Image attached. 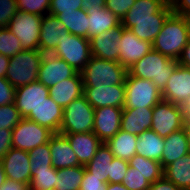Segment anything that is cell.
<instances>
[{
	"label": "cell",
	"instance_id": "obj_1",
	"mask_svg": "<svg viewBox=\"0 0 190 190\" xmlns=\"http://www.w3.org/2000/svg\"><path fill=\"white\" fill-rule=\"evenodd\" d=\"M190 38V18L171 13L156 36L153 50L178 60Z\"/></svg>",
	"mask_w": 190,
	"mask_h": 190
},
{
	"label": "cell",
	"instance_id": "obj_2",
	"mask_svg": "<svg viewBox=\"0 0 190 190\" xmlns=\"http://www.w3.org/2000/svg\"><path fill=\"white\" fill-rule=\"evenodd\" d=\"M177 65V60L168 58L152 49L128 68L127 72L130 76L152 80L162 92Z\"/></svg>",
	"mask_w": 190,
	"mask_h": 190
},
{
	"label": "cell",
	"instance_id": "obj_3",
	"mask_svg": "<svg viewBox=\"0 0 190 190\" xmlns=\"http://www.w3.org/2000/svg\"><path fill=\"white\" fill-rule=\"evenodd\" d=\"M127 69L115 61L92 56L80 72L84 87L125 85Z\"/></svg>",
	"mask_w": 190,
	"mask_h": 190
},
{
	"label": "cell",
	"instance_id": "obj_4",
	"mask_svg": "<svg viewBox=\"0 0 190 190\" xmlns=\"http://www.w3.org/2000/svg\"><path fill=\"white\" fill-rule=\"evenodd\" d=\"M43 55L40 50H22L10 57L6 80L15 88L37 81Z\"/></svg>",
	"mask_w": 190,
	"mask_h": 190
},
{
	"label": "cell",
	"instance_id": "obj_5",
	"mask_svg": "<svg viewBox=\"0 0 190 190\" xmlns=\"http://www.w3.org/2000/svg\"><path fill=\"white\" fill-rule=\"evenodd\" d=\"M95 109L81 95L64 108L63 120L59 129L61 134L93 132Z\"/></svg>",
	"mask_w": 190,
	"mask_h": 190
},
{
	"label": "cell",
	"instance_id": "obj_6",
	"mask_svg": "<svg viewBox=\"0 0 190 190\" xmlns=\"http://www.w3.org/2000/svg\"><path fill=\"white\" fill-rule=\"evenodd\" d=\"M161 100V91L152 80L137 78L127 73L123 109L154 107Z\"/></svg>",
	"mask_w": 190,
	"mask_h": 190
},
{
	"label": "cell",
	"instance_id": "obj_7",
	"mask_svg": "<svg viewBox=\"0 0 190 190\" xmlns=\"http://www.w3.org/2000/svg\"><path fill=\"white\" fill-rule=\"evenodd\" d=\"M52 54L66 61L80 73L92 57L90 39L73 34L62 35Z\"/></svg>",
	"mask_w": 190,
	"mask_h": 190
},
{
	"label": "cell",
	"instance_id": "obj_8",
	"mask_svg": "<svg viewBox=\"0 0 190 190\" xmlns=\"http://www.w3.org/2000/svg\"><path fill=\"white\" fill-rule=\"evenodd\" d=\"M53 134L49 128L23 118L12 129V148L28 152L48 143Z\"/></svg>",
	"mask_w": 190,
	"mask_h": 190
},
{
	"label": "cell",
	"instance_id": "obj_9",
	"mask_svg": "<svg viewBox=\"0 0 190 190\" xmlns=\"http://www.w3.org/2000/svg\"><path fill=\"white\" fill-rule=\"evenodd\" d=\"M42 16L18 11L7 27L21 42L23 50H39Z\"/></svg>",
	"mask_w": 190,
	"mask_h": 190
},
{
	"label": "cell",
	"instance_id": "obj_10",
	"mask_svg": "<svg viewBox=\"0 0 190 190\" xmlns=\"http://www.w3.org/2000/svg\"><path fill=\"white\" fill-rule=\"evenodd\" d=\"M185 125L182 106L162 99L153 107L151 130L160 137L165 138Z\"/></svg>",
	"mask_w": 190,
	"mask_h": 190
},
{
	"label": "cell",
	"instance_id": "obj_11",
	"mask_svg": "<svg viewBox=\"0 0 190 190\" xmlns=\"http://www.w3.org/2000/svg\"><path fill=\"white\" fill-rule=\"evenodd\" d=\"M172 12V5L165 4L156 13V18L121 20V26L130 29L139 39L153 43L164 22Z\"/></svg>",
	"mask_w": 190,
	"mask_h": 190
},
{
	"label": "cell",
	"instance_id": "obj_12",
	"mask_svg": "<svg viewBox=\"0 0 190 190\" xmlns=\"http://www.w3.org/2000/svg\"><path fill=\"white\" fill-rule=\"evenodd\" d=\"M76 73L77 71L66 61L52 53H44L37 80L50 88L62 80L73 77Z\"/></svg>",
	"mask_w": 190,
	"mask_h": 190
},
{
	"label": "cell",
	"instance_id": "obj_13",
	"mask_svg": "<svg viewBox=\"0 0 190 190\" xmlns=\"http://www.w3.org/2000/svg\"><path fill=\"white\" fill-rule=\"evenodd\" d=\"M119 42V64L126 69L130 68L153 49L151 42L139 39L130 29L123 26Z\"/></svg>",
	"mask_w": 190,
	"mask_h": 190
},
{
	"label": "cell",
	"instance_id": "obj_14",
	"mask_svg": "<svg viewBox=\"0 0 190 190\" xmlns=\"http://www.w3.org/2000/svg\"><path fill=\"white\" fill-rule=\"evenodd\" d=\"M49 88L38 80L16 88L14 104L23 118L42 104L49 97Z\"/></svg>",
	"mask_w": 190,
	"mask_h": 190
},
{
	"label": "cell",
	"instance_id": "obj_15",
	"mask_svg": "<svg viewBox=\"0 0 190 190\" xmlns=\"http://www.w3.org/2000/svg\"><path fill=\"white\" fill-rule=\"evenodd\" d=\"M161 95L164 101L182 106L190 97V68L178 64Z\"/></svg>",
	"mask_w": 190,
	"mask_h": 190
},
{
	"label": "cell",
	"instance_id": "obj_16",
	"mask_svg": "<svg viewBox=\"0 0 190 190\" xmlns=\"http://www.w3.org/2000/svg\"><path fill=\"white\" fill-rule=\"evenodd\" d=\"M2 165L7 179L30 185L31 164L27 151L11 148L3 157Z\"/></svg>",
	"mask_w": 190,
	"mask_h": 190
},
{
	"label": "cell",
	"instance_id": "obj_17",
	"mask_svg": "<svg viewBox=\"0 0 190 190\" xmlns=\"http://www.w3.org/2000/svg\"><path fill=\"white\" fill-rule=\"evenodd\" d=\"M83 95L94 109L102 107L124 108L125 85L84 87Z\"/></svg>",
	"mask_w": 190,
	"mask_h": 190
},
{
	"label": "cell",
	"instance_id": "obj_18",
	"mask_svg": "<svg viewBox=\"0 0 190 190\" xmlns=\"http://www.w3.org/2000/svg\"><path fill=\"white\" fill-rule=\"evenodd\" d=\"M123 108L95 109L93 133L104 143L120 131Z\"/></svg>",
	"mask_w": 190,
	"mask_h": 190
},
{
	"label": "cell",
	"instance_id": "obj_19",
	"mask_svg": "<svg viewBox=\"0 0 190 190\" xmlns=\"http://www.w3.org/2000/svg\"><path fill=\"white\" fill-rule=\"evenodd\" d=\"M122 36V26L102 32L90 38L92 56L119 63V44Z\"/></svg>",
	"mask_w": 190,
	"mask_h": 190
},
{
	"label": "cell",
	"instance_id": "obj_20",
	"mask_svg": "<svg viewBox=\"0 0 190 190\" xmlns=\"http://www.w3.org/2000/svg\"><path fill=\"white\" fill-rule=\"evenodd\" d=\"M69 34L70 32L57 16L50 13L42 16L39 50L43 53H52L59 44L60 36Z\"/></svg>",
	"mask_w": 190,
	"mask_h": 190
},
{
	"label": "cell",
	"instance_id": "obj_21",
	"mask_svg": "<svg viewBox=\"0 0 190 190\" xmlns=\"http://www.w3.org/2000/svg\"><path fill=\"white\" fill-rule=\"evenodd\" d=\"M84 84L81 74L77 72L73 77L58 82L49 88V97L63 109L83 95Z\"/></svg>",
	"mask_w": 190,
	"mask_h": 190
},
{
	"label": "cell",
	"instance_id": "obj_22",
	"mask_svg": "<svg viewBox=\"0 0 190 190\" xmlns=\"http://www.w3.org/2000/svg\"><path fill=\"white\" fill-rule=\"evenodd\" d=\"M51 159L55 169L76 167L81 165L72 150L68 138L61 133H54L49 140Z\"/></svg>",
	"mask_w": 190,
	"mask_h": 190
},
{
	"label": "cell",
	"instance_id": "obj_23",
	"mask_svg": "<svg viewBox=\"0 0 190 190\" xmlns=\"http://www.w3.org/2000/svg\"><path fill=\"white\" fill-rule=\"evenodd\" d=\"M64 109L48 97L35 111H32L26 119L45 126L54 133H59L63 120Z\"/></svg>",
	"mask_w": 190,
	"mask_h": 190
},
{
	"label": "cell",
	"instance_id": "obj_24",
	"mask_svg": "<svg viewBox=\"0 0 190 190\" xmlns=\"http://www.w3.org/2000/svg\"><path fill=\"white\" fill-rule=\"evenodd\" d=\"M153 107L123 109L120 130L139 135L152 127Z\"/></svg>",
	"mask_w": 190,
	"mask_h": 190
},
{
	"label": "cell",
	"instance_id": "obj_25",
	"mask_svg": "<svg viewBox=\"0 0 190 190\" xmlns=\"http://www.w3.org/2000/svg\"><path fill=\"white\" fill-rule=\"evenodd\" d=\"M81 165L88 164L96 154L102 141L93 133L64 134Z\"/></svg>",
	"mask_w": 190,
	"mask_h": 190
},
{
	"label": "cell",
	"instance_id": "obj_26",
	"mask_svg": "<svg viewBox=\"0 0 190 190\" xmlns=\"http://www.w3.org/2000/svg\"><path fill=\"white\" fill-rule=\"evenodd\" d=\"M164 150L161 157L162 168L187 155L190 152L186 125L164 138Z\"/></svg>",
	"mask_w": 190,
	"mask_h": 190
},
{
	"label": "cell",
	"instance_id": "obj_27",
	"mask_svg": "<svg viewBox=\"0 0 190 190\" xmlns=\"http://www.w3.org/2000/svg\"><path fill=\"white\" fill-rule=\"evenodd\" d=\"M86 12L89 27L88 39L121 25L120 19L106 7L101 9H89Z\"/></svg>",
	"mask_w": 190,
	"mask_h": 190
},
{
	"label": "cell",
	"instance_id": "obj_28",
	"mask_svg": "<svg viewBox=\"0 0 190 190\" xmlns=\"http://www.w3.org/2000/svg\"><path fill=\"white\" fill-rule=\"evenodd\" d=\"M164 138L153 130L138 135L136 154L160 162L164 150Z\"/></svg>",
	"mask_w": 190,
	"mask_h": 190
},
{
	"label": "cell",
	"instance_id": "obj_29",
	"mask_svg": "<svg viewBox=\"0 0 190 190\" xmlns=\"http://www.w3.org/2000/svg\"><path fill=\"white\" fill-rule=\"evenodd\" d=\"M163 177L181 190H190V152L164 167Z\"/></svg>",
	"mask_w": 190,
	"mask_h": 190
},
{
	"label": "cell",
	"instance_id": "obj_30",
	"mask_svg": "<svg viewBox=\"0 0 190 190\" xmlns=\"http://www.w3.org/2000/svg\"><path fill=\"white\" fill-rule=\"evenodd\" d=\"M137 141V135L120 130L106 144L111 149L114 157L129 161L136 155Z\"/></svg>",
	"mask_w": 190,
	"mask_h": 190
},
{
	"label": "cell",
	"instance_id": "obj_31",
	"mask_svg": "<svg viewBox=\"0 0 190 190\" xmlns=\"http://www.w3.org/2000/svg\"><path fill=\"white\" fill-rule=\"evenodd\" d=\"M114 158L109 146L102 142L98 147L93 159L85 165V169L93 176L100 178V181L108 183L110 175V164Z\"/></svg>",
	"mask_w": 190,
	"mask_h": 190
},
{
	"label": "cell",
	"instance_id": "obj_32",
	"mask_svg": "<svg viewBox=\"0 0 190 190\" xmlns=\"http://www.w3.org/2000/svg\"><path fill=\"white\" fill-rule=\"evenodd\" d=\"M61 21L70 34L88 39V15L84 9L73 10V12L59 14Z\"/></svg>",
	"mask_w": 190,
	"mask_h": 190
},
{
	"label": "cell",
	"instance_id": "obj_33",
	"mask_svg": "<svg viewBox=\"0 0 190 190\" xmlns=\"http://www.w3.org/2000/svg\"><path fill=\"white\" fill-rule=\"evenodd\" d=\"M129 167L136 169L151 184L163 177V168L161 163L146 157L135 155L128 161Z\"/></svg>",
	"mask_w": 190,
	"mask_h": 190
},
{
	"label": "cell",
	"instance_id": "obj_34",
	"mask_svg": "<svg viewBox=\"0 0 190 190\" xmlns=\"http://www.w3.org/2000/svg\"><path fill=\"white\" fill-rule=\"evenodd\" d=\"M164 5L162 0H136L122 20L156 18Z\"/></svg>",
	"mask_w": 190,
	"mask_h": 190
},
{
	"label": "cell",
	"instance_id": "obj_35",
	"mask_svg": "<svg viewBox=\"0 0 190 190\" xmlns=\"http://www.w3.org/2000/svg\"><path fill=\"white\" fill-rule=\"evenodd\" d=\"M84 172V165L58 169L56 187L62 190H79Z\"/></svg>",
	"mask_w": 190,
	"mask_h": 190
},
{
	"label": "cell",
	"instance_id": "obj_36",
	"mask_svg": "<svg viewBox=\"0 0 190 190\" xmlns=\"http://www.w3.org/2000/svg\"><path fill=\"white\" fill-rule=\"evenodd\" d=\"M57 185V169L32 170L29 190H50Z\"/></svg>",
	"mask_w": 190,
	"mask_h": 190
},
{
	"label": "cell",
	"instance_id": "obj_37",
	"mask_svg": "<svg viewBox=\"0 0 190 190\" xmlns=\"http://www.w3.org/2000/svg\"><path fill=\"white\" fill-rule=\"evenodd\" d=\"M32 170L49 169L53 166L49 142L28 151Z\"/></svg>",
	"mask_w": 190,
	"mask_h": 190
},
{
	"label": "cell",
	"instance_id": "obj_38",
	"mask_svg": "<svg viewBox=\"0 0 190 190\" xmlns=\"http://www.w3.org/2000/svg\"><path fill=\"white\" fill-rule=\"evenodd\" d=\"M22 50L20 40L7 27L0 28V54L13 57Z\"/></svg>",
	"mask_w": 190,
	"mask_h": 190
},
{
	"label": "cell",
	"instance_id": "obj_39",
	"mask_svg": "<svg viewBox=\"0 0 190 190\" xmlns=\"http://www.w3.org/2000/svg\"><path fill=\"white\" fill-rule=\"evenodd\" d=\"M22 119L14 103L0 106V129L12 130Z\"/></svg>",
	"mask_w": 190,
	"mask_h": 190
},
{
	"label": "cell",
	"instance_id": "obj_40",
	"mask_svg": "<svg viewBox=\"0 0 190 190\" xmlns=\"http://www.w3.org/2000/svg\"><path fill=\"white\" fill-rule=\"evenodd\" d=\"M51 0H16L18 11L44 16L49 13Z\"/></svg>",
	"mask_w": 190,
	"mask_h": 190
},
{
	"label": "cell",
	"instance_id": "obj_41",
	"mask_svg": "<svg viewBox=\"0 0 190 190\" xmlns=\"http://www.w3.org/2000/svg\"><path fill=\"white\" fill-rule=\"evenodd\" d=\"M122 184L129 190H148L151 186L143 174L132 167L128 168Z\"/></svg>",
	"mask_w": 190,
	"mask_h": 190
},
{
	"label": "cell",
	"instance_id": "obj_42",
	"mask_svg": "<svg viewBox=\"0 0 190 190\" xmlns=\"http://www.w3.org/2000/svg\"><path fill=\"white\" fill-rule=\"evenodd\" d=\"M82 9V0H51L49 13L55 16Z\"/></svg>",
	"mask_w": 190,
	"mask_h": 190
},
{
	"label": "cell",
	"instance_id": "obj_43",
	"mask_svg": "<svg viewBox=\"0 0 190 190\" xmlns=\"http://www.w3.org/2000/svg\"><path fill=\"white\" fill-rule=\"evenodd\" d=\"M128 168L129 164L127 160L114 157L110 164L108 183H122Z\"/></svg>",
	"mask_w": 190,
	"mask_h": 190
},
{
	"label": "cell",
	"instance_id": "obj_44",
	"mask_svg": "<svg viewBox=\"0 0 190 190\" xmlns=\"http://www.w3.org/2000/svg\"><path fill=\"white\" fill-rule=\"evenodd\" d=\"M18 12L16 0H0V28L9 26V22Z\"/></svg>",
	"mask_w": 190,
	"mask_h": 190
},
{
	"label": "cell",
	"instance_id": "obj_45",
	"mask_svg": "<svg viewBox=\"0 0 190 190\" xmlns=\"http://www.w3.org/2000/svg\"><path fill=\"white\" fill-rule=\"evenodd\" d=\"M135 1L136 0H106L105 7L121 21Z\"/></svg>",
	"mask_w": 190,
	"mask_h": 190
},
{
	"label": "cell",
	"instance_id": "obj_46",
	"mask_svg": "<svg viewBox=\"0 0 190 190\" xmlns=\"http://www.w3.org/2000/svg\"><path fill=\"white\" fill-rule=\"evenodd\" d=\"M107 186L108 183L100 181V178L93 176L85 169L79 190H107Z\"/></svg>",
	"mask_w": 190,
	"mask_h": 190
},
{
	"label": "cell",
	"instance_id": "obj_47",
	"mask_svg": "<svg viewBox=\"0 0 190 190\" xmlns=\"http://www.w3.org/2000/svg\"><path fill=\"white\" fill-rule=\"evenodd\" d=\"M16 88L6 78L0 77V106L14 103Z\"/></svg>",
	"mask_w": 190,
	"mask_h": 190
},
{
	"label": "cell",
	"instance_id": "obj_48",
	"mask_svg": "<svg viewBox=\"0 0 190 190\" xmlns=\"http://www.w3.org/2000/svg\"><path fill=\"white\" fill-rule=\"evenodd\" d=\"M12 148V130L0 129V160Z\"/></svg>",
	"mask_w": 190,
	"mask_h": 190
},
{
	"label": "cell",
	"instance_id": "obj_49",
	"mask_svg": "<svg viewBox=\"0 0 190 190\" xmlns=\"http://www.w3.org/2000/svg\"><path fill=\"white\" fill-rule=\"evenodd\" d=\"M175 14L190 18V0H176L172 5Z\"/></svg>",
	"mask_w": 190,
	"mask_h": 190
},
{
	"label": "cell",
	"instance_id": "obj_50",
	"mask_svg": "<svg viewBox=\"0 0 190 190\" xmlns=\"http://www.w3.org/2000/svg\"><path fill=\"white\" fill-rule=\"evenodd\" d=\"M148 190H181L171 181L162 177L151 184Z\"/></svg>",
	"mask_w": 190,
	"mask_h": 190
},
{
	"label": "cell",
	"instance_id": "obj_51",
	"mask_svg": "<svg viewBox=\"0 0 190 190\" xmlns=\"http://www.w3.org/2000/svg\"><path fill=\"white\" fill-rule=\"evenodd\" d=\"M177 61L179 65L190 68V38Z\"/></svg>",
	"mask_w": 190,
	"mask_h": 190
},
{
	"label": "cell",
	"instance_id": "obj_52",
	"mask_svg": "<svg viewBox=\"0 0 190 190\" xmlns=\"http://www.w3.org/2000/svg\"><path fill=\"white\" fill-rule=\"evenodd\" d=\"M0 190H29V186L7 179L5 183L0 187Z\"/></svg>",
	"mask_w": 190,
	"mask_h": 190
},
{
	"label": "cell",
	"instance_id": "obj_53",
	"mask_svg": "<svg viewBox=\"0 0 190 190\" xmlns=\"http://www.w3.org/2000/svg\"><path fill=\"white\" fill-rule=\"evenodd\" d=\"M106 0H82V9H101L105 7Z\"/></svg>",
	"mask_w": 190,
	"mask_h": 190
},
{
	"label": "cell",
	"instance_id": "obj_54",
	"mask_svg": "<svg viewBox=\"0 0 190 190\" xmlns=\"http://www.w3.org/2000/svg\"><path fill=\"white\" fill-rule=\"evenodd\" d=\"M10 57L0 54V77L5 78Z\"/></svg>",
	"mask_w": 190,
	"mask_h": 190
},
{
	"label": "cell",
	"instance_id": "obj_55",
	"mask_svg": "<svg viewBox=\"0 0 190 190\" xmlns=\"http://www.w3.org/2000/svg\"><path fill=\"white\" fill-rule=\"evenodd\" d=\"M182 113L186 124L190 123V97L182 105Z\"/></svg>",
	"mask_w": 190,
	"mask_h": 190
},
{
	"label": "cell",
	"instance_id": "obj_56",
	"mask_svg": "<svg viewBox=\"0 0 190 190\" xmlns=\"http://www.w3.org/2000/svg\"><path fill=\"white\" fill-rule=\"evenodd\" d=\"M107 190H129L122 183H108Z\"/></svg>",
	"mask_w": 190,
	"mask_h": 190
},
{
	"label": "cell",
	"instance_id": "obj_57",
	"mask_svg": "<svg viewBox=\"0 0 190 190\" xmlns=\"http://www.w3.org/2000/svg\"><path fill=\"white\" fill-rule=\"evenodd\" d=\"M6 180L7 178L3 169L2 160H0V187L5 183Z\"/></svg>",
	"mask_w": 190,
	"mask_h": 190
},
{
	"label": "cell",
	"instance_id": "obj_58",
	"mask_svg": "<svg viewBox=\"0 0 190 190\" xmlns=\"http://www.w3.org/2000/svg\"><path fill=\"white\" fill-rule=\"evenodd\" d=\"M186 133H187V138H188V143H189V149H190V123L186 124Z\"/></svg>",
	"mask_w": 190,
	"mask_h": 190
},
{
	"label": "cell",
	"instance_id": "obj_59",
	"mask_svg": "<svg viewBox=\"0 0 190 190\" xmlns=\"http://www.w3.org/2000/svg\"><path fill=\"white\" fill-rule=\"evenodd\" d=\"M165 4L173 5L176 0H162Z\"/></svg>",
	"mask_w": 190,
	"mask_h": 190
},
{
	"label": "cell",
	"instance_id": "obj_60",
	"mask_svg": "<svg viewBox=\"0 0 190 190\" xmlns=\"http://www.w3.org/2000/svg\"><path fill=\"white\" fill-rule=\"evenodd\" d=\"M50 190H62V189L55 187V188H52Z\"/></svg>",
	"mask_w": 190,
	"mask_h": 190
}]
</instances>
